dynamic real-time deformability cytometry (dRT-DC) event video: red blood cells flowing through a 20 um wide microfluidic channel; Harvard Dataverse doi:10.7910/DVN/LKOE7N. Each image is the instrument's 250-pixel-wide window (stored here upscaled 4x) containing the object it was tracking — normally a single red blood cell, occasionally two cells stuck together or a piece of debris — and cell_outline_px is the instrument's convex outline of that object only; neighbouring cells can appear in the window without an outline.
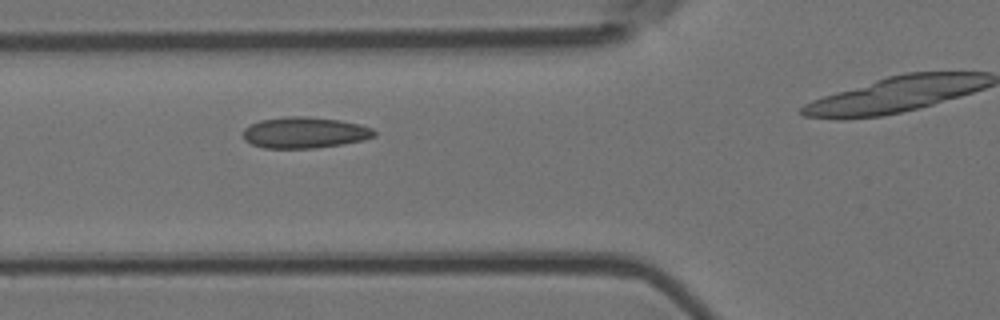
{"species": "Egyptian fruit bat (a non-hibernating species)", "species_latin": "Rousettus aegyptiacus", "temperature_condition": "room temperature", "stored_images_in_passage": 4, "camera_frame_rate_fps": 3000, "um_per_image_px": 0.085, "animal": {"sex": "female"}, "frame": {"image": 1, "passage_image": 3, "time_ms": 0.667, "image_size_px": [1000, 320], "cell_outline_px": [[376, 136], [360, 140], [340, 144], [312, 148], [264, 148], [252, 144], [244, 140], [244, 128], [260, 120], [288, 116], [308, 116], [340, 120], [360, 124], [372, 128], [376, 132]], "centroid_in_image_um": [25.89, 11.26], "position_along_channel_um": 99.9, "area_um2": 23.64}}